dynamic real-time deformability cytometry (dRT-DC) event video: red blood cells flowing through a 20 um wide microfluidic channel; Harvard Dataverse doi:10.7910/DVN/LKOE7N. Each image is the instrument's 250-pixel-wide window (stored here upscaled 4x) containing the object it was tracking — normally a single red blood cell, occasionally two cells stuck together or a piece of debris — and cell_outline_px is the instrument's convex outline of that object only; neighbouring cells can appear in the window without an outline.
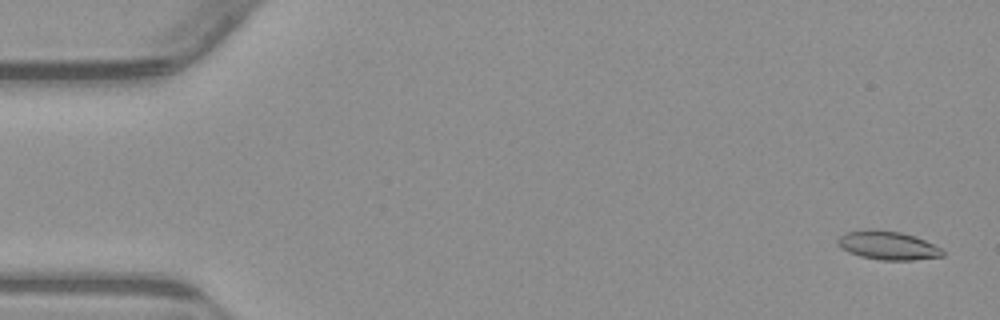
{"species": "common noctule bat (a hibernating species)", "species_latin": "Nyctalus noctula", "temperature_condition": "warm", "stored_images_in_passage": 55, "segment_of_instrument_passage": [1, 2], "camera_frame_rate_fps": 3000, "um_per_image_px": 0.085, "animal": {"sex": "male", "body_mass_g": 23.1, "forearm_length_mm": 52.7}, "frame": {"image": 1, "passage_image": 2, "time_ms": 0.333, "image_size_px": [1000, 320], "cell_outline_px": [[944, 256], [912, 260], [880, 260], [860, 256], [848, 252], [840, 248], [836, 244], [836, 240], [840, 236], [848, 232], [900, 232], [924, 240], [940, 248], [944, 252]], "centroid_in_image_um": [75.46, 20.92], "position_along_channel_um": 9.5, "area_um2": 16.7}}
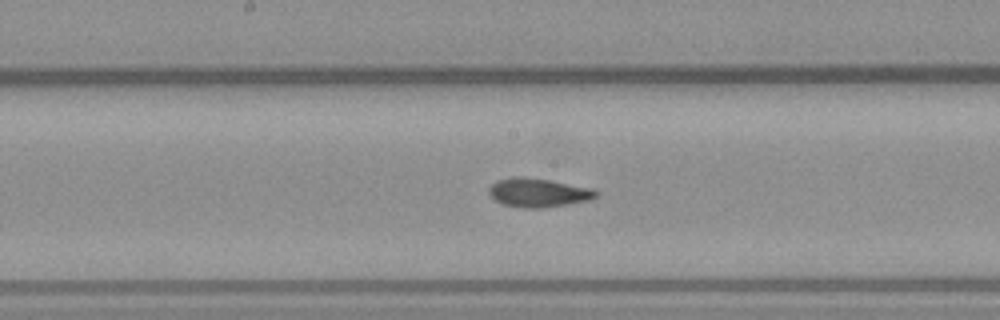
{"frame": {"image": 2, "passage_image": 28, "time_ms": 9.0, "image_size_px": [1000, 320], "cell_outline_px": [[600, 192], [596, 196], [588, 200], [544, 208], [520, 208], [504, 204], [496, 200], [488, 192], [488, 188], [496, 180], [512, 176], [524, 176], [548, 180], [592, 188]], "centroid_in_image_um": [45.72, 16.36], "position_along_channel_um": 202.5, "area_um2": 17.98}}
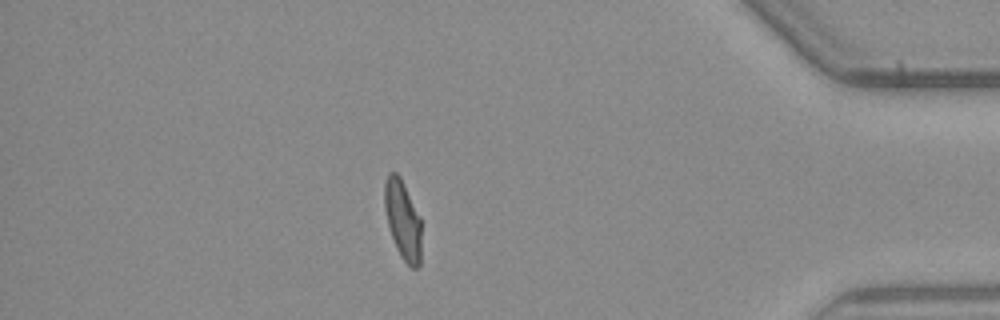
{"frame": {"image": 3, "passage_image": 47, "time_ms": 15.333, "image_size_px": [1000, 320], "cell_outline_px": [[420, 264], [416, 268], [412, 268], [400, 256], [396, 248], [388, 224], [384, 208], [384, 184], [388, 172], [396, 172], [400, 176], [420, 220]], "centroid_in_image_um": [34.2, 18.68], "position_along_channel_um": 401.0, "area_um2": 16.59}}